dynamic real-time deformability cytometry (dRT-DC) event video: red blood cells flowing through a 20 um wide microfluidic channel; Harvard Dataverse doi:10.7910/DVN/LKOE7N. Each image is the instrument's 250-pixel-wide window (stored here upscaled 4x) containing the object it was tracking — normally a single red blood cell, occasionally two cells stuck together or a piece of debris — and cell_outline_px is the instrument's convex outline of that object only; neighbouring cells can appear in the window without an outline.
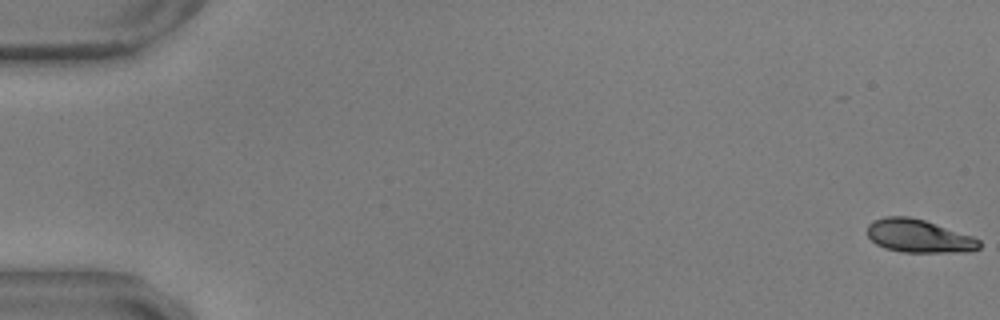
{"species": "common noctule bat (a hibernating species)", "species_latin": "Nyctalus noctula", "temperature_condition": "warm", "stored_images_in_passage": 56, "camera_frame_rate_fps": 3000, "um_per_image_px": 0.085, "animal": {"sex": "male", "body_mass_g": 17.9, "forearm_length_mm": 54.2}, "frame": {"image": 1, "passage_image": 1, "time_ms": 0.0, "image_size_px": [1000, 320], "cell_outline_px": [[980, 248], [972, 252], [900, 252], [884, 248], [876, 244], [868, 236], [868, 224], [872, 220], [884, 216], [908, 216], [924, 220], [972, 236], [980, 240]], "centroid_in_image_um": [78.09, 20.07], "position_along_channel_um": 6.9, "area_um2": 21.73}}
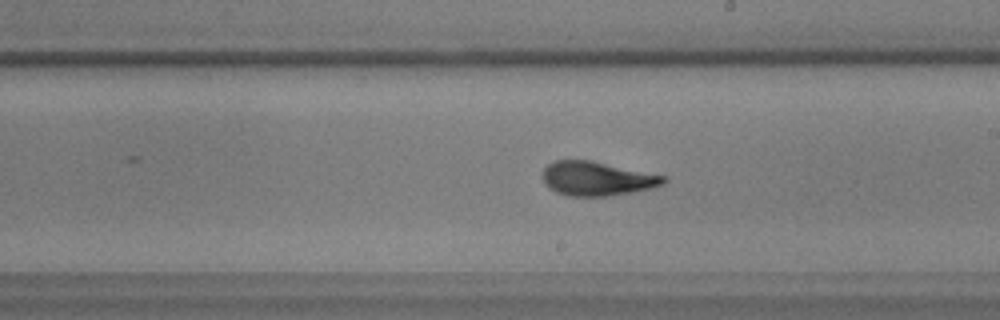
{"frame": {"image": 2, "passage_image": 33, "time_ms": 10.667, "image_size_px": [1000, 320], "cell_outline_px": [[668, 180], [664, 184], [652, 188], [632, 192], [608, 196], [568, 196], [556, 192], [548, 188], [544, 184], [540, 176], [544, 168], [552, 160], [592, 160], [668, 176]], "centroid_in_image_um": [50.73, 15.17], "position_along_channel_um": 238.3, "area_um2": 24.57}}
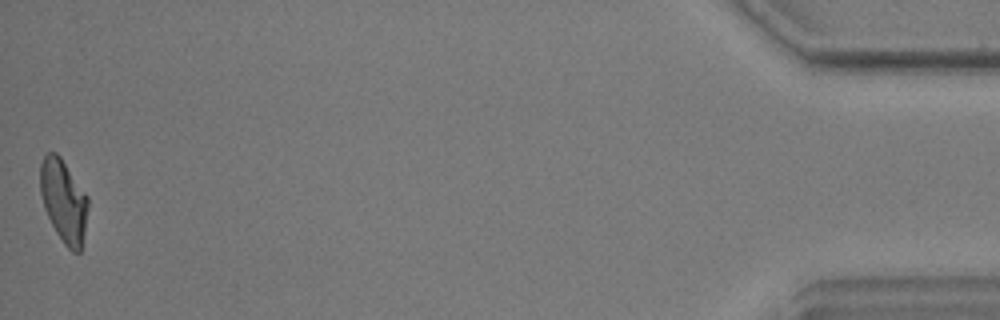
{"frame": {"image": 3, "passage_image": 56, "time_ms": 18.333, "image_size_px": [1000, 320], "cell_outline_px": [[88, 208], [84, 232], [80, 252], [72, 252], [64, 244], [56, 232], [44, 208], [40, 192], [40, 164], [44, 156], [48, 152], [56, 152], [60, 156], [88, 196]], "centroid_in_image_um": [5.4, 17.06], "position_along_channel_um": 429.8, "area_um2": 22.95}, "authors_computed_cell_mechanics": {"area_um2": 23.5824, "velocity_mm_per_s": 3.6537, "shape_relaxation_time_tau1_ms": 4.8819, "shape_relaxation_time_tau2_ms": 0.944, "deformation_change_tau1": 0.1822, "deformation_change_tau2": 0.0663}}